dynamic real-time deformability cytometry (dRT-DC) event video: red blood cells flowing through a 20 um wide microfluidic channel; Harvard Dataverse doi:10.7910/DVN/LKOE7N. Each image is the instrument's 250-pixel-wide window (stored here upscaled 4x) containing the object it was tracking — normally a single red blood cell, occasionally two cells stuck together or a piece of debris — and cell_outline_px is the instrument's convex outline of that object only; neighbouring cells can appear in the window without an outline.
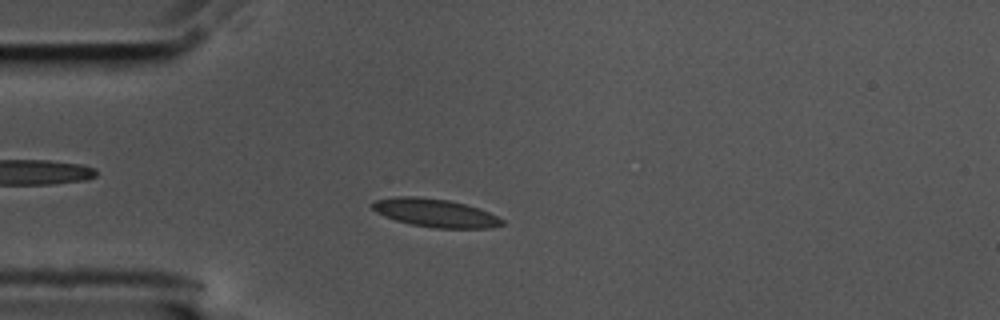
{"species": "common noctule bat (a hibernating species)", "species_latin": "Nyctalus noctula", "temperature_condition": "cold", "stored_images_in_passage": 23, "camera_frame_rate_fps": 3000, "um_per_image_px": 0.085, "animal": {"sex": "male", "body_mass_g": 17.5, "forearm_length_mm": 52.3}, "frame": {"image": 1, "passage_image": 13, "time_ms": 4.0, "image_size_px": [1000, 320], "cell_outline_px": [[504, 224], [492, 228], [436, 228], [412, 224], [396, 220], [384, 216], [376, 212], [368, 204], [376, 200], [396, 196], [416, 196], [448, 200], [464, 204], [488, 212], [504, 220]], "centroid_in_image_um": [36.96, 18.09], "position_along_channel_um": 48.0, "area_um2": 21.21}}